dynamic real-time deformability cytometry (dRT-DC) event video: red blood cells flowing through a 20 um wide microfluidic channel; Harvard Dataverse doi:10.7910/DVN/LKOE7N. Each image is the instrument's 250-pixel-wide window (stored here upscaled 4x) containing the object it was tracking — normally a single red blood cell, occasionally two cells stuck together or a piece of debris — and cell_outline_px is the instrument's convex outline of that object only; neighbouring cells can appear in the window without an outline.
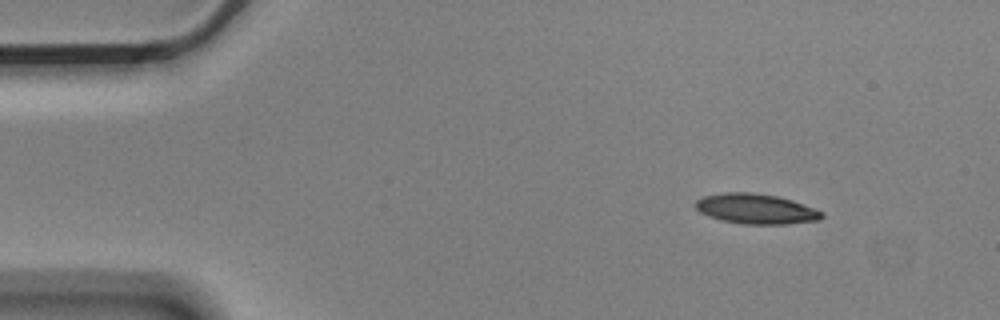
{"species": "Egyptian fruit bat (a non-hibernating species)", "species_latin": "Rousettus aegyptiacus", "temperature_condition": "cold", "stored_images_in_passage": 6, "camera_frame_rate_fps": 3000, "um_per_image_px": 0.085, "animal": {"sex": "male"}, "frame": {"image": 1, "passage_image": 1, "time_ms": 0.0, "image_size_px": [1000, 320], "cell_outline_px": [[824, 216], [820, 220], [788, 224], [744, 224], [720, 220], [708, 216], [700, 212], [692, 204], [696, 200], [704, 196], [724, 192], [752, 192], [776, 196], [792, 200], [824, 212]], "centroid_in_image_um": [64.24, 17.75], "position_along_channel_um": 20.8, "area_um2": 22.31}}
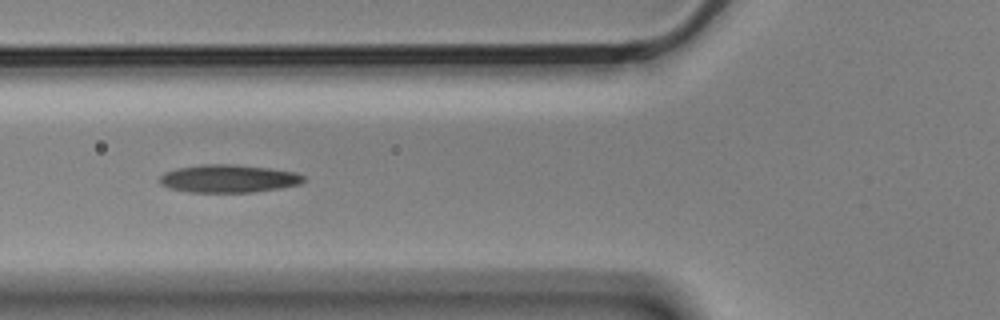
{"frame": {"image": 2, "passage_image": 5, "time_ms": 1.333, "image_size_px": [1000, 320], "cell_outline_px": [[304, 180], [300, 184], [280, 188], [252, 192], [188, 192], [168, 188], [160, 184], [160, 176], [164, 172], [176, 168], [200, 164], [232, 164], [268, 168], [296, 172], [304, 176]], "centroid_in_image_um": [19.39, 15.18], "position_along_channel_um": 106.4, "area_um2": 23.47}}
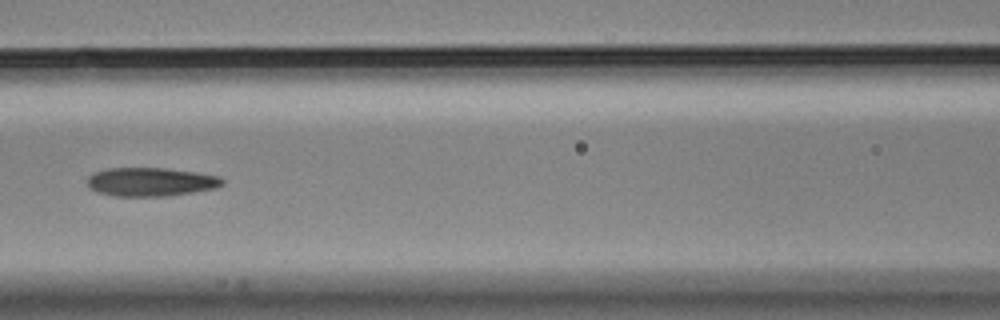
{"frame": {"image": 3, "passage_image": 6, "time_ms": 1.667, "image_size_px": [1000, 320], "cell_outline_px": [[224, 184], [216, 188], [168, 196], [112, 196], [96, 192], [88, 188], [84, 180], [88, 176], [96, 172], [108, 168], [168, 168], [196, 172], [220, 176], [224, 180]], "centroid_in_image_um": [12.78, 15.46], "position_along_channel_um": 153.8, "area_um2": 22.89}}